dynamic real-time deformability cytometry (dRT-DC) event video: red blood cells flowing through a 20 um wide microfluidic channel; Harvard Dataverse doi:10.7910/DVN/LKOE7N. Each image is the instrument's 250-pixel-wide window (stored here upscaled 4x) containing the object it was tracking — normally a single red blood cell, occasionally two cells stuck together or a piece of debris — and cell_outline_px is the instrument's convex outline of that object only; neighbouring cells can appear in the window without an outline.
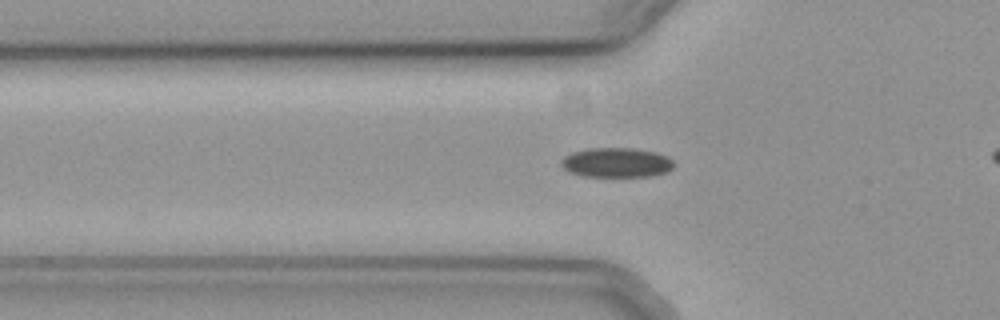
{"species": "common noctule bat (a hibernating species)", "species_latin": "Nyctalus noctula", "temperature_condition": "cold", "stored_images_in_passage": 34, "camera_frame_rate_fps": 3000, "um_per_image_px": 0.085, "animal": {"sex": "female", "body_mass_g": 19.3, "forearm_length_mm": 54.1}, "frame": {"image": 1, "passage_image": 4, "time_ms": 1.0, "image_size_px": [1000, 320], "cell_outline_px": [[672, 168], [668, 172], [652, 176], [584, 176], [572, 172], [564, 168], [560, 164], [560, 160], [564, 156], [572, 152], [588, 148], [632, 148], [656, 152], [668, 156], [672, 160]], "centroid_in_image_um": [52.4, 13.81], "position_along_channel_um": 73.4, "area_um2": 19.42}}
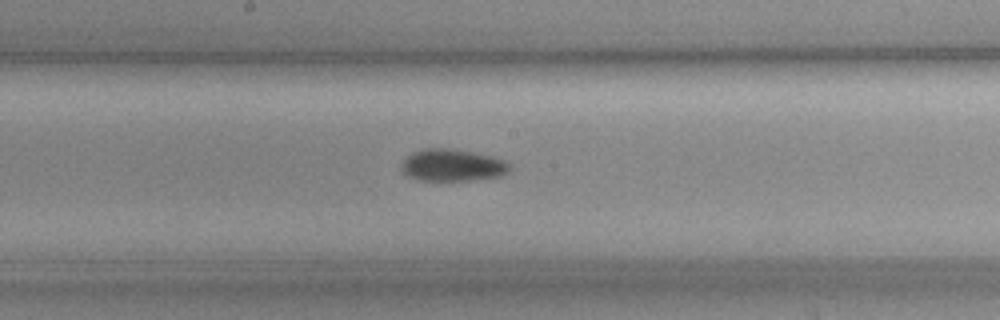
{"frame": {"image": 2, "passage_image": 15, "time_ms": 4.667, "image_size_px": [1000, 320], "cell_outline_px": [[512, 168], [500, 176], [472, 180], [416, 180], [404, 176], [400, 168], [404, 160], [412, 152], [424, 148], [448, 148], [472, 152], [492, 156], [504, 160]], "centroid_in_image_um": [38.4, 14.05], "position_along_channel_um": 209.8, "area_um2": 20.29}}
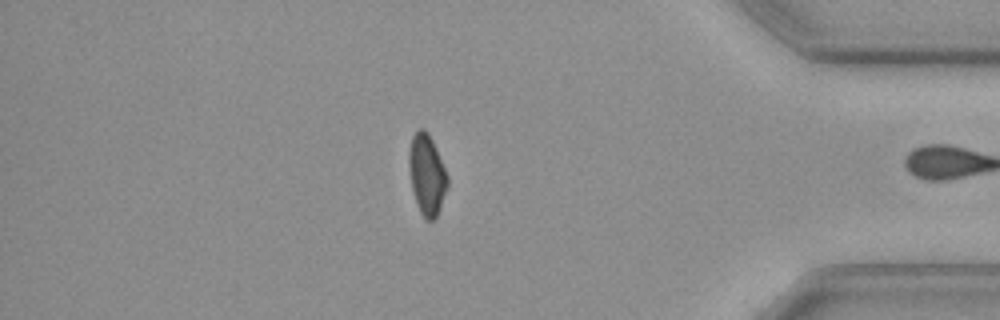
{"frame": {"image": 3, "passage_image": 33, "time_ms": 10.667, "image_size_px": [1000, 320], "cell_outline_px": [[448, 188], [440, 208], [436, 216], [432, 220], [428, 220], [420, 212], [416, 204], [412, 192], [408, 164], [408, 152], [412, 136], [420, 128], [424, 128], [428, 132], [432, 140], [448, 176]], "centroid_in_image_um": [36.27, 14.84], "position_along_channel_um": 398.9, "area_um2": 18.15}, "authors_computed_cell_mechanics": {"area_um2": 19.8254, "velocity_mm_per_s": 3.7233, "shape_relaxation_time_tau1_ms": 11.1098, "shape_relaxation_time_tau2_ms": 5.6346, "deformation_change_tau1": 0.1328, "deformation_change_tau2": 0.074}}